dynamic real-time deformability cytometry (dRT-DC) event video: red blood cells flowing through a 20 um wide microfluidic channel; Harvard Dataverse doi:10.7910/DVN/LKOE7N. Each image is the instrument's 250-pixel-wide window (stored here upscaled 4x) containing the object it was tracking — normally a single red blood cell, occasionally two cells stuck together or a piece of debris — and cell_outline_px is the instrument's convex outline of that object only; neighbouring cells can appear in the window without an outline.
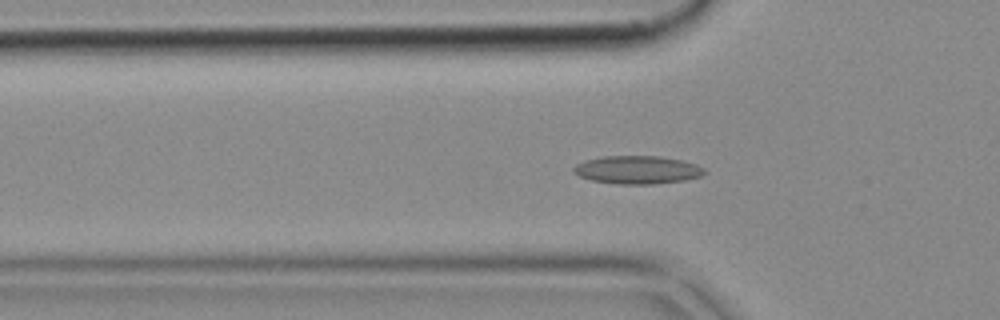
{"species": "common noctule bat (a hibernating species)", "species_latin": "Nyctalus noctula", "temperature_condition": "cold", "stored_images_in_passage": 50, "camera_frame_rate_fps": 3000, "um_per_image_px": 0.085, "animal": {"sex": "female", "body_mass_g": 18.4}, "frame": {"image": 1, "passage_image": 15, "time_ms": 4.667, "image_size_px": [1000, 320], "cell_outline_px": [[708, 172], [700, 176], [684, 180], [652, 184], [616, 184], [592, 180], [580, 176], [572, 172], [572, 168], [576, 164], [584, 160], [600, 156], [660, 156], [680, 160], [696, 164], [704, 168]], "centroid_in_image_um": [54.15, 14.43], "position_along_channel_um": 71.6, "area_um2": 21.5}}
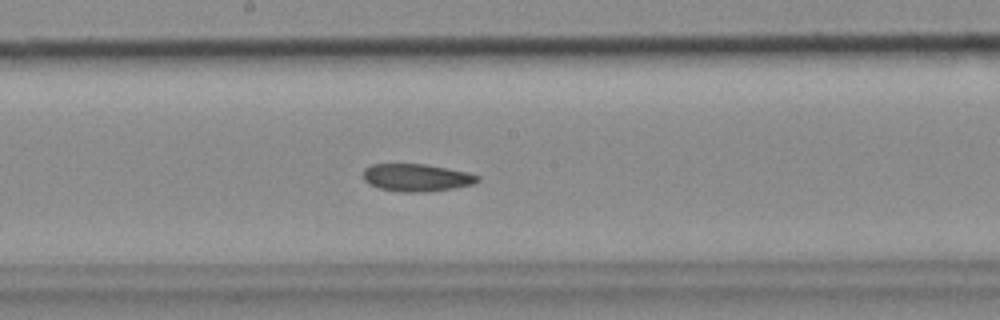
{"frame": {"image": 2, "passage_image": 26, "time_ms": 8.333, "image_size_px": [1000, 320], "cell_outline_px": [[480, 180], [472, 184], [452, 188], [428, 192], [400, 192], [380, 188], [368, 184], [364, 180], [364, 168], [372, 164], [424, 164], [448, 168], [468, 172], [480, 176]], "centroid_in_image_um": [35.41, 15.09], "position_along_channel_um": 212.8, "area_um2": 18.38}}
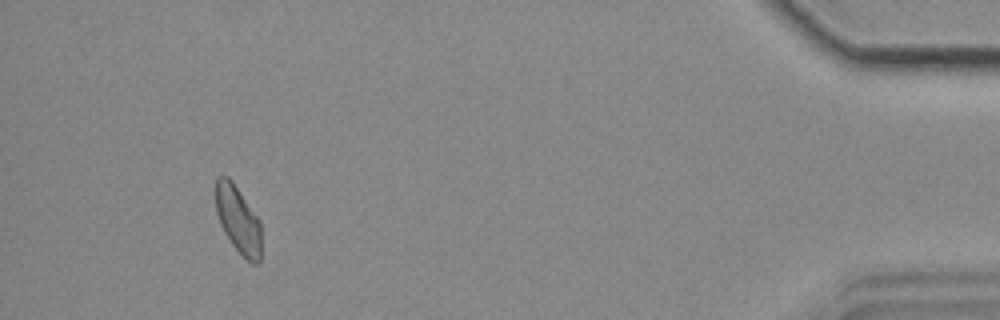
{"frame": {"image": 3, "passage_image": 47, "time_ms": 15.333, "image_size_px": [1000, 320], "cell_outline_px": [[260, 264], [252, 264], [232, 244], [224, 232], [220, 224], [216, 212], [216, 176], [228, 176], [232, 180], [260, 220]], "centroid_in_image_um": [20.23, 18.65], "position_along_channel_um": 415.0, "area_um2": 17.74}}